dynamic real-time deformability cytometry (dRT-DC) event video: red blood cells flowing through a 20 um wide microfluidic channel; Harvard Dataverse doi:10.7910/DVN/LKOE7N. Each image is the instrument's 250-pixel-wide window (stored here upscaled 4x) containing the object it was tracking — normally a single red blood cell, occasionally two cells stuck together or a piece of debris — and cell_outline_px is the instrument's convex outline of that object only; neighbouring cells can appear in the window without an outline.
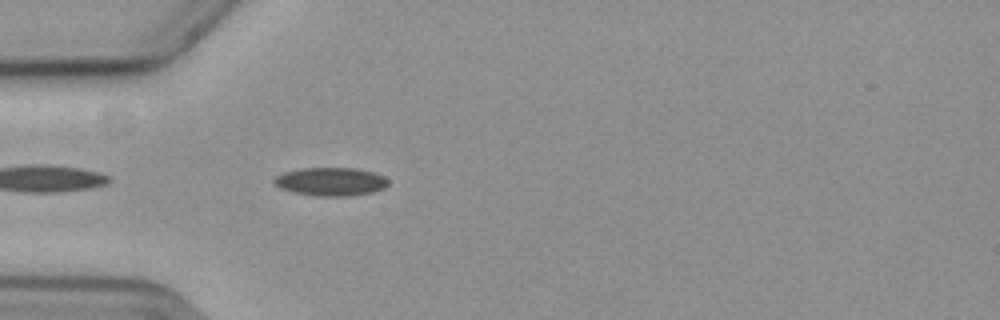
{"species": "common noctule bat (a hibernating species)", "species_latin": "Nyctalus noctula", "temperature_condition": "cold", "stored_images_in_passage": 7, "camera_frame_rate_fps": 3000, "um_per_image_px": 0.085, "animal": {"sex": "female", "body_mass_g": 19.3, "forearm_length_mm": 54.1}, "frame": {"image": 1, "passage_image": 3, "time_ms": 0.667, "image_size_px": [1000, 320], "cell_outline_px": [[388, 184], [384, 188], [372, 192], [352, 196], [316, 196], [292, 192], [280, 188], [272, 184], [272, 180], [276, 176], [284, 172], [300, 168], [356, 168], [376, 172], [384, 176], [388, 180]], "centroid_in_image_um": [28.1, 15.44], "position_along_channel_um": 56.9, "area_um2": 19.13}}